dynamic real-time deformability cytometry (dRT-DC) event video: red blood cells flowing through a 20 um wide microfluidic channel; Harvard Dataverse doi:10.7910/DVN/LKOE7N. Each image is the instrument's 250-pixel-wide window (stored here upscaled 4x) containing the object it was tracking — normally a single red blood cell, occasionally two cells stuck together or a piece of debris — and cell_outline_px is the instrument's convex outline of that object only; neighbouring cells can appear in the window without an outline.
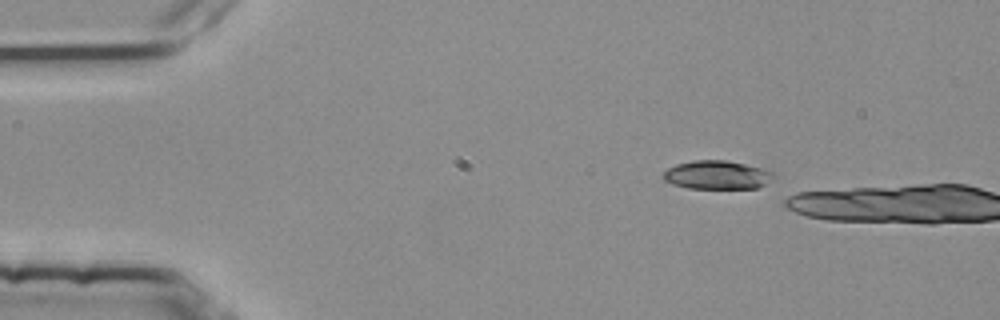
{"species": "common noctule bat (a hibernating species)", "species_latin": "Nyctalus noctula", "temperature_condition": "room temperature", "stored_images_in_passage": 2, "camera_frame_rate_fps": 3000, "um_per_image_px": 0.085, "animal": {"sex": "female", "body_mass_g": 25.1}, "frame": {"image": 1, "passage_image": 2, "time_ms": 0.333, "image_size_px": [1000, 320], "cell_outline_px": [[780, 176], [756, 188], [688, 188], [672, 184], [664, 180], [660, 176], [668, 168], [676, 164], [692, 160], [724, 160], [744, 164], [776, 172]], "centroid_in_image_um": [60.96, 14.87], "position_along_channel_um": 24.0, "area_um2": 18.55}}